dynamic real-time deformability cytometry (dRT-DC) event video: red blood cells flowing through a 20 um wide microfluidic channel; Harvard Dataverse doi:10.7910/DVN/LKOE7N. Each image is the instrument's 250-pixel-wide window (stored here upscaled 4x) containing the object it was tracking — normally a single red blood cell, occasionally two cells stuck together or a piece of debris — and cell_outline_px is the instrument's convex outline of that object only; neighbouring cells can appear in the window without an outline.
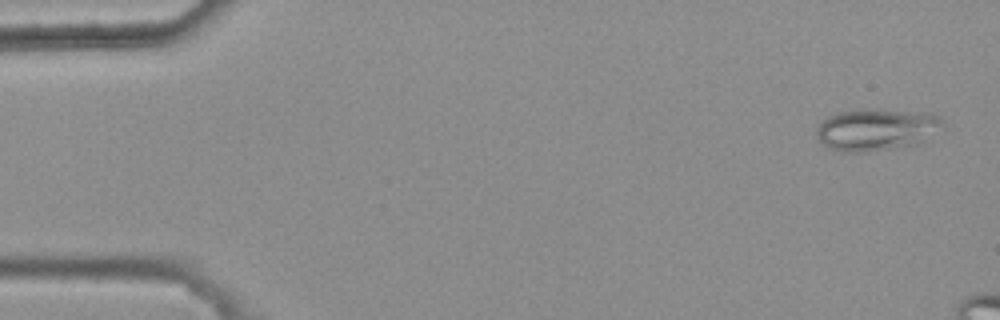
{"species": "common noctule bat (a hibernating species)", "species_latin": "Nyctalus noctula", "temperature_condition": "warm", "stored_images_in_passage": 4, "camera_frame_rate_fps": 3000, "um_per_image_px": 0.085, "animal": {"sex": "female", "body_mass_g": 25.1}, "frame": {"image": 1, "passage_image": 1, "time_ms": 0.0, "image_size_px": [1000, 320], "cell_outline_px": [[944, 124], [924, 140], [912, 144], [896, 148], [868, 152], [840, 152], [824, 144], [820, 140], [816, 132], [816, 128], [828, 116], [840, 112], [856, 108], [876, 108], [932, 112], [940, 116], [944, 120]], "centroid_in_image_um": [74.51, 10.97], "position_along_channel_um": 10.5, "area_um2": 31.21}}